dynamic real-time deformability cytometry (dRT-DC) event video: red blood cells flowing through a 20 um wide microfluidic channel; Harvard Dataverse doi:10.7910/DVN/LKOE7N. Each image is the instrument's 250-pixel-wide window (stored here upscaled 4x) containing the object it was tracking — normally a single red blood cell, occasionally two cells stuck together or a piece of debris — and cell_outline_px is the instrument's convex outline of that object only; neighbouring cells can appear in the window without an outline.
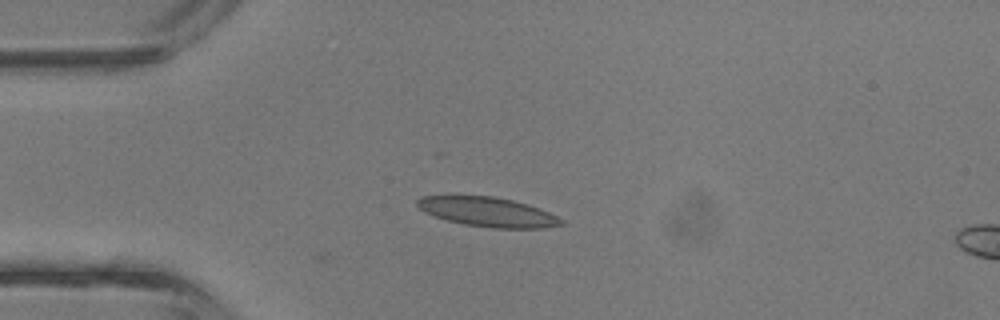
{"species": "common noctule bat (a hibernating species)", "species_latin": "Nyctalus noctula", "temperature_condition": "room temperature", "stored_images_in_passage": 12, "camera_frame_rate_fps": 3000, "um_per_image_px": 0.085, "animal": {"sex": "male", "body_mass_g": 13.3}, "frame": {"image": 1, "passage_image": 10, "time_ms": 3.0, "image_size_px": [1000, 320], "cell_outline_px": [[564, 224], [544, 228], [492, 228], [464, 224], [448, 220], [424, 212], [416, 204], [416, 200], [420, 196], [492, 196], [512, 200], [548, 212], [564, 220]], "centroid_in_image_um": [41.44, 18.02], "position_along_channel_um": 43.6, "area_um2": 24.33}}